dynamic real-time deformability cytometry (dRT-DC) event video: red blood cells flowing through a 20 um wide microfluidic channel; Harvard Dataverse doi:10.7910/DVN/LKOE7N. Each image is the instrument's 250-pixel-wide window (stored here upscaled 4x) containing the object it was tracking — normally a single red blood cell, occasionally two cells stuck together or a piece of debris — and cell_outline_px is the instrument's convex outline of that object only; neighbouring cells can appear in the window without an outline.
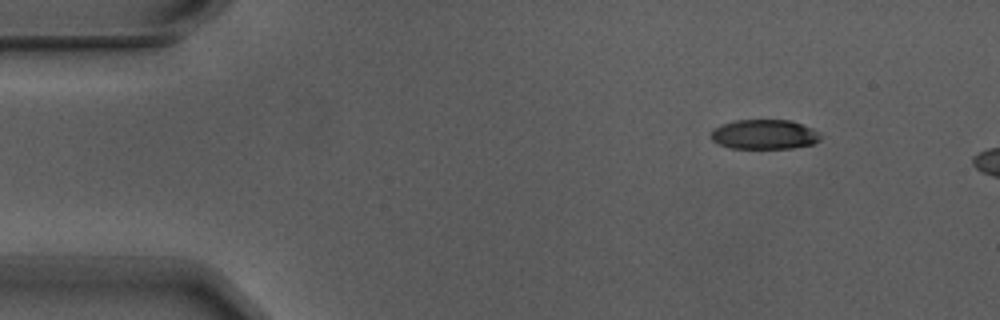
{"species": "Egyptian fruit bat (a non-hibernating species)", "species_latin": "Rousettus aegyptiacus", "temperature_condition": "warm", "stored_images_in_passage": 6, "segment_of_instrument_passage": [2, 2], "camera_frame_rate_fps": 3000, "um_per_image_px": 0.085, "animal": {"sex": "male"}, "frame": {"image": 1, "passage_image": 6, "time_ms": 1.667, "image_size_px": [1000, 320], "cell_outline_px": [[820, 140], [812, 144], [792, 148], [732, 148], [720, 144], [712, 140], [712, 128], [736, 120], [792, 120], [812, 128], [820, 136]], "centroid_in_image_um": [64.97, 11.42], "position_along_channel_um": 20.0, "area_um2": 18.73}}